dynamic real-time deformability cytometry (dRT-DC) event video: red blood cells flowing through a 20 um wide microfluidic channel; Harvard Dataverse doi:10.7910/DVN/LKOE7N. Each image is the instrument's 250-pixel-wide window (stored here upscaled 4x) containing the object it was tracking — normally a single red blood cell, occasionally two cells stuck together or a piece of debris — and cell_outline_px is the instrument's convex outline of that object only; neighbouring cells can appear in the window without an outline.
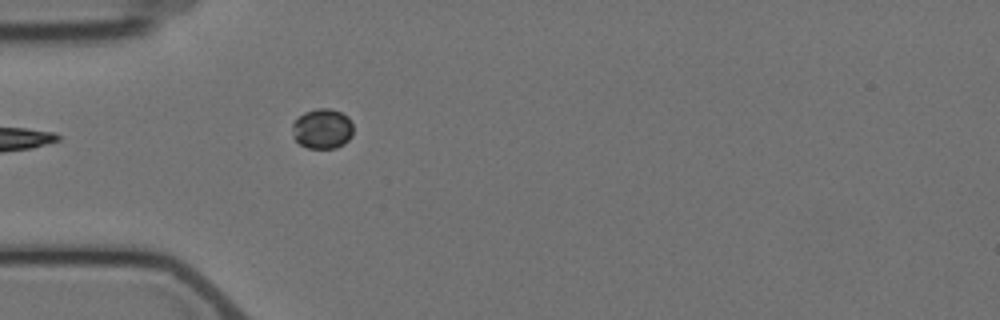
{"species": "Egyptian fruit bat (a non-hibernating species)", "species_latin": "Rousettus aegyptiacus", "temperature_condition": "cold", "stored_images_in_passage": 2, "camera_frame_rate_fps": 3000, "um_per_image_px": 0.085, "animal": {"sex": "female"}, "frame": {"image": 1, "passage_image": 2, "time_ms": 1.333, "image_size_px": [1000, 320], "cell_outline_px": [[352, 136], [344, 144], [336, 148], [308, 148], [300, 144], [292, 136], [292, 124], [304, 112], [316, 108], [328, 108], [340, 112], [348, 116], [352, 124]], "centroid_in_image_um": [27.4, 10.94], "position_along_channel_um": 57.6, "area_um2": 14.28}}